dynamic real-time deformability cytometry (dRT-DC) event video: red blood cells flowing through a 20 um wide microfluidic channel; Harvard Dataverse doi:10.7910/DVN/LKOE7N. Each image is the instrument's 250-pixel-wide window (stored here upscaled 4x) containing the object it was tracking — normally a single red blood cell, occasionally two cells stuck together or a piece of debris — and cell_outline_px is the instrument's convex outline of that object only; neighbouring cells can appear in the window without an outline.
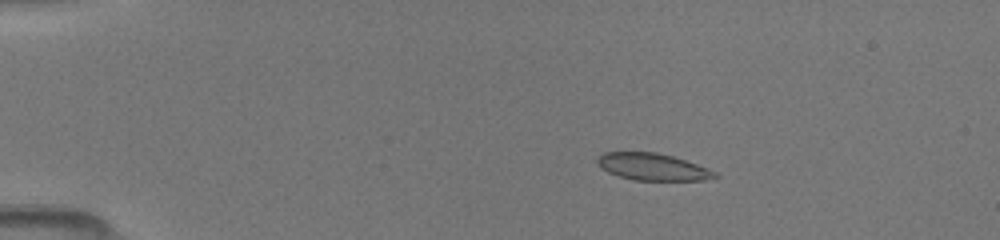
{"species": "common noctule bat (a hibernating species)", "species_latin": "Nyctalus noctula", "temperature_condition": "room temperature", "stored_images_in_passage": 6, "camera_frame_rate_fps": 3000, "um_per_image_px": 0.085, "animal": {"sex": "female", "body_mass_g": 19.5, "forearm_length_mm": 54.1}, "frame": {"image": 1, "passage_image": 3, "time_ms": 2.333, "image_size_px": [1000, 240], "cell_outline_px": [[720, 176], [704, 180], [632, 180], [616, 176], [600, 168], [596, 164], [596, 160], [604, 152], [656, 152], [672, 156], [708, 168], [716, 172]], "centroid_in_image_um": [55.43, 14.19], "position_along_channel_um": 29.6, "area_um2": 18.55}}
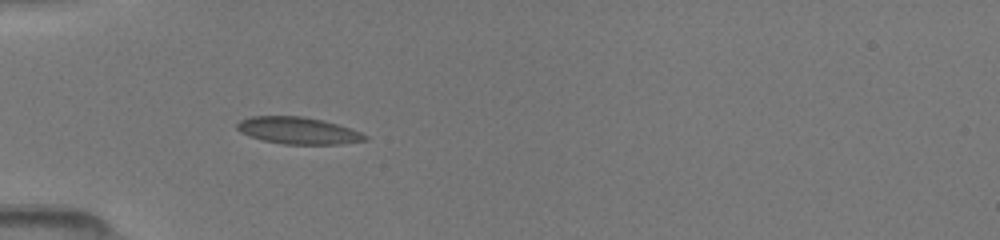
{"frame": {"image": 2, "passage_image": 5, "time_ms": 4.667, "image_size_px": [1000, 240], "cell_outline_px": [[368, 140], [340, 144], [284, 144], [264, 140], [248, 136], [240, 132], [236, 128], [236, 124], [240, 120], [252, 116], [304, 116], [324, 120], [352, 128], [368, 136]], "centroid_in_image_um": [25.35, 11.09], "position_along_channel_um": 59.6, "area_um2": 20.23}}
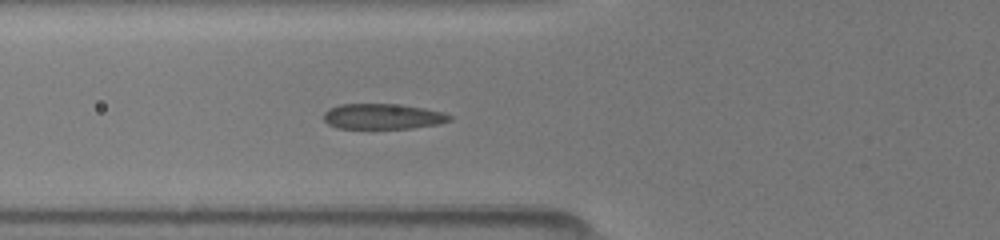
{"frame": {"image": 3, "passage_image": 6, "time_ms": 5.667, "image_size_px": [1000, 240], "cell_outline_px": [[452, 120], [440, 124], [412, 128], [336, 128], [328, 124], [324, 120], [324, 112], [328, 108], [340, 104], [392, 104], [424, 108], [444, 112], [452, 116]], "centroid_in_image_um": [32.54, 9.9], "position_along_channel_um": 93.3, "area_um2": 18.73}}